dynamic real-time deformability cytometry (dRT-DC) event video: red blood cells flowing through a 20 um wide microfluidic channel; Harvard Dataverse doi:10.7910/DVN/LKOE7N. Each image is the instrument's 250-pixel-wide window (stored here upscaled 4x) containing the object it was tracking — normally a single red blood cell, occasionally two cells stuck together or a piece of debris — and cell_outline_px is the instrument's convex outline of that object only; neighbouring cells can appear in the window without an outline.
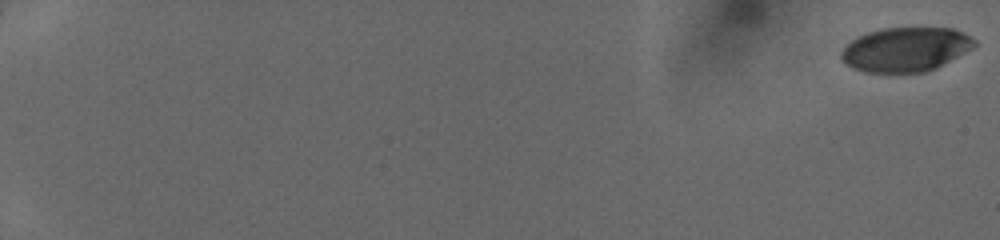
{"species": "human", "species_latin": "Homo sapiens", "temperature_condition": "cold", "stored_images_in_passage": 52, "camera_frame_rate_fps": 3000, "um_per_image_px": 0.085, "donor": {"sex": "female"}, "frame": {"image": 1, "passage_image": 1, "time_ms": 0.0, "image_size_px": [1000, 240], "cell_outline_px": [[976, 44], [972, 48], [936, 68], [924, 72], [864, 72], [852, 68], [840, 56], [840, 52], [852, 40], [868, 32], [884, 28], [952, 28], [976, 40]], "centroid_in_image_um": [76.97, 4.2], "position_along_channel_um": 8.0, "area_um2": 33.87}}
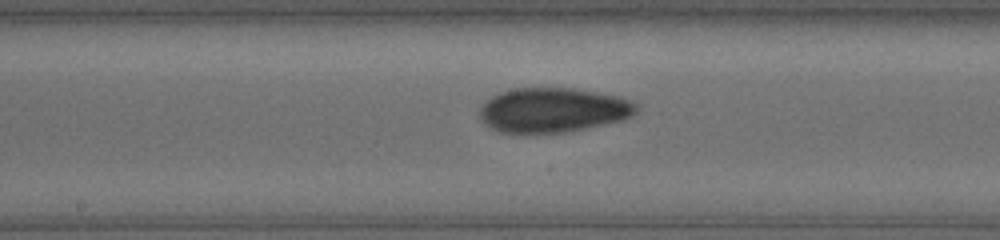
{"frame": {"image": 2, "passage_image": 31, "time_ms": 10.0, "image_size_px": [1000, 240], "cell_outline_px": [[640, 108], [632, 116], [624, 120], [564, 132], [500, 132], [492, 128], [480, 116], [480, 108], [492, 96], [500, 92], [516, 88], [572, 88], [620, 96], [640, 104]], "centroid_in_image_um": [47.09, 9.34], "position_along_channel_um": 201.1, "area_um2": 40.4}}
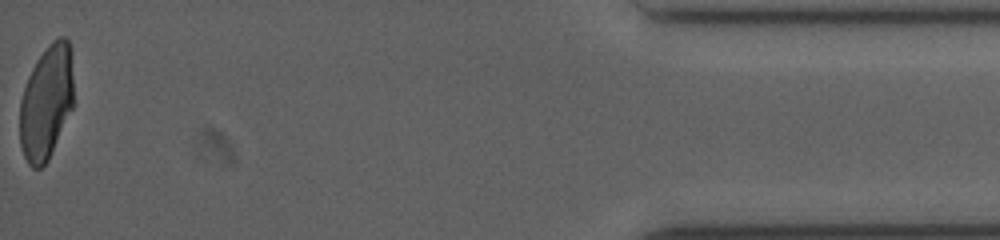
{"frame": {"image": 3, "passage_image": 52, "time_ms": 17.0, "image_size_px": [1000, 240], "cell_outline_px": [[72, 108], [48, 160], [40, 168], [32, 168], [28, 164], [24, 156], [20, 144], [20, 100], [28, 76], [36, 60], [48, 44], [52, 40], [60, 36], [64, 36], [68, 40], [72, 76]], "centroid_in_image_um": [3.91, 8.7], "position_along_channel_um": 431.3, "area_um2": 35.43}}